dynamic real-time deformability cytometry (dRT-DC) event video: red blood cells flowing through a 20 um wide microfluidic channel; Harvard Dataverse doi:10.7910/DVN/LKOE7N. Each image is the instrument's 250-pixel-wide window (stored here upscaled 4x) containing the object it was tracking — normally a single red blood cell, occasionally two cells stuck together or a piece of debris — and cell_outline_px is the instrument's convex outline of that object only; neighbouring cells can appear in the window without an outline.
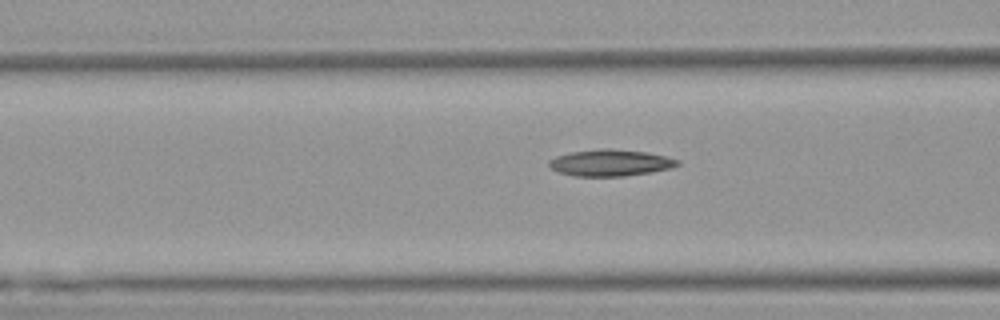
{"species": "Egyptian fruit bat (a non-hibernating species)", "species_latin": "Rousettus aegyptiacus", "temperature_condition": "warm", "stored_images_in_passage": 38, "camera_frame_rate_fps": 3000, "um_per_image_px": 0.085, "animal": {"sex": "female"}, "frame": {"image": 1, "passage_image": 17, "time_ms": 5.333, "image_size_px": [1000, 320], "cell_outline_px": [[680, 164], [672, 168], [652, 172], [624, 176], [576, 176], [560, 172], [552, 168], [548, 164], [548, 160], [556, 156], [572, 152], [596, 148], [612, 148], [648, 152], [680, 160]], "centroid_in_image_um": [51.91, 13.82], "position_along_channel_um": 114.7, "area_um2": 20.0}}
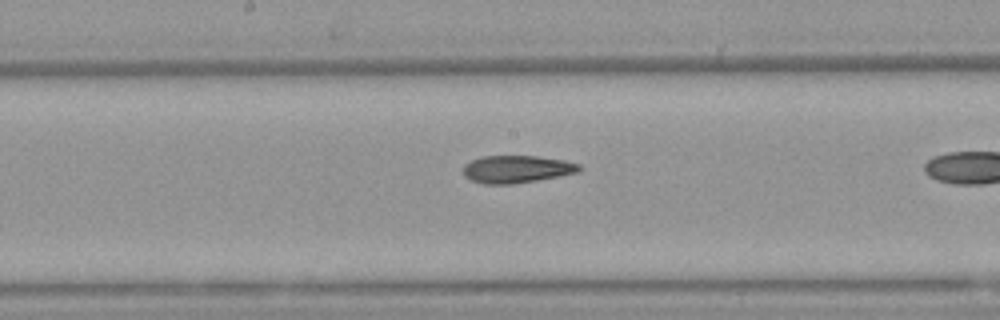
{"frame": {"image": 2, "passage_image": 24, "time_ms": 7.667, "image_size_px": [1000, 320], "cell_outline_px": [[584, 168], [580, 172], [560, 176], [512, 184], [484, 184], [472, 180], [464, 176], [464, 164], [480, 156], [536, 156], [564, 160], [580, 164]], "centroid_in_image_um": [43.95, 14.37], "position_along_channel_um": 204.2, "area_um2": 18.67}}
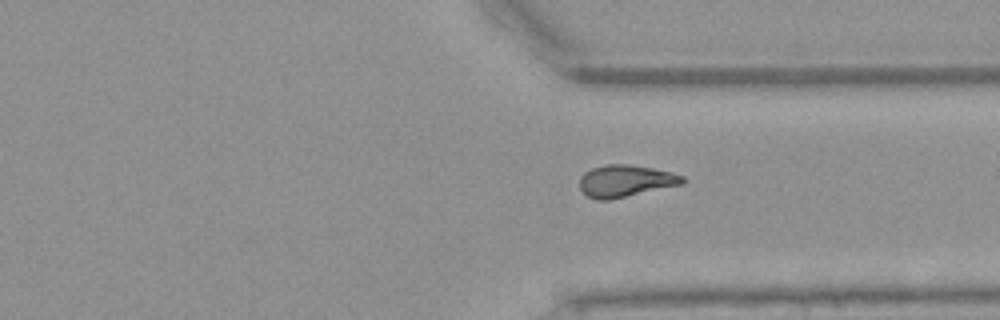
{"frame": {"image": 3, "passage_image": 36, "time_ms": 11.667, "image_size_px": [1000, 320], "cell_outline_px": [[688, 180], [684, 184], [608, 200], [596, 200], [588, 196], [580, 188], [580, 176], [584, 172], [592, 168], [608, 164], [628, 164], [652, 168], [672, 172], [684, 176]], "centroid_in_image_um": [53.2, 15.38], "position_along_channel_um": 358.2, "area_um2": 19.25}}